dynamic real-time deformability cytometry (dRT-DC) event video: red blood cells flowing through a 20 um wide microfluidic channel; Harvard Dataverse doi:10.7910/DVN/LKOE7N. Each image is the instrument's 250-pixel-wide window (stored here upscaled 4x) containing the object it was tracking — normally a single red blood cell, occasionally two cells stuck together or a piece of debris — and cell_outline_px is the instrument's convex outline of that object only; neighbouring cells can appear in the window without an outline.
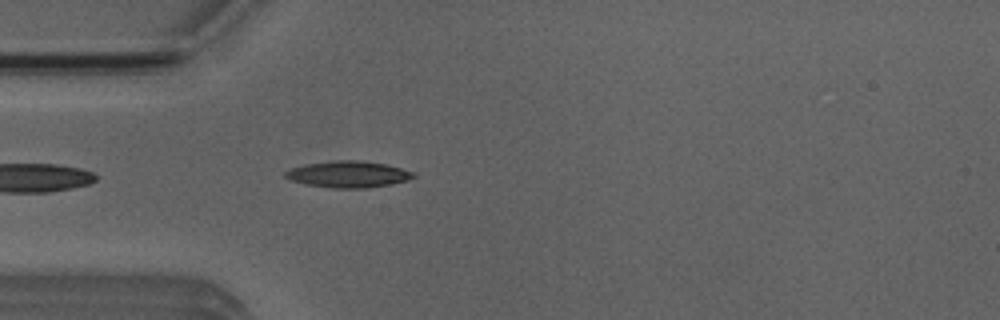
{"species": "Egyptian fruit bat (a non-hibernating species)", "species_latin": "Rousettus aegyptiacus", "temperature_condition": "room temperature", "stored_images_in_passage": 4, "camera_frame_rate_fps": 3000, "um_per_image_px": 0.085, "animal": {"sex": "male"}, "frame": {"image": 1, "passage_image": 4, "time_ms": 3.333, "image_size_px": [1000, 320], "cell_outline_px": [[416, 176], [408, 180], [392, 184], [368, 188], [332, 188], [308, 184], [292, 180], [284, 176], [284, 172], [292, 168], [304, 164], [336, 160], [360, 160], [384, 164], [400, 168], [412, 172]], "centroid_in_image_um": [29.6, 14.81], "position_along_channel_um": 55.4, "area_um2": 19.59}}